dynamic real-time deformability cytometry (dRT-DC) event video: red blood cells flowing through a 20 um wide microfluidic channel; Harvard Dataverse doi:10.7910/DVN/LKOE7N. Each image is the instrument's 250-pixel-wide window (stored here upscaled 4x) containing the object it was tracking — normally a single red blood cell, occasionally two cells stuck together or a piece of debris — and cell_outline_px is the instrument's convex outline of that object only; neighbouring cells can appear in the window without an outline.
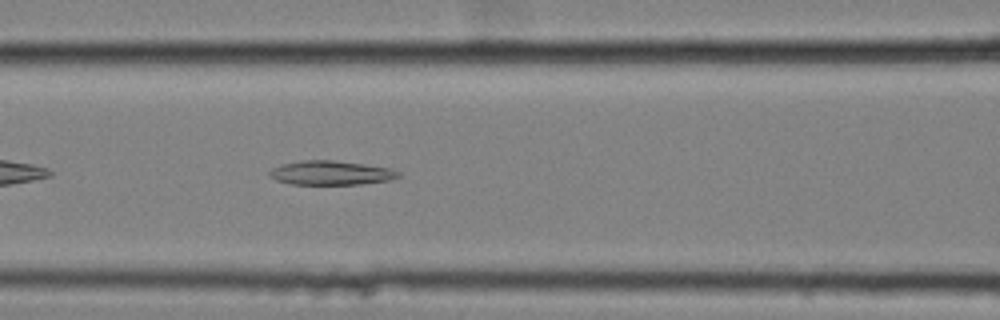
{"species": "common noctule bat (a hibernating species)", "species_latin": "Nyctalus noctula", "temperature_condition": "cold", "stored_images_in_passage": 34, "camera_frame_rate_fps": 3000, "um_per_image_px": 0.085, "animal": {"sex": "female", "body_mass_g": 25.1}, "frame": {"image": 1, "passage_image": 9, "time_ms": 2.667, "image_size_px": [1000, 320], "cell_outline_px": [[404, 176], [388, 180], [360, 184], [292, 184], [276, 180], [268, 176], [268, 172], [272, 168], [284, 164], [300, 160], [332, 160], [364, 164], [392, 168], [400, 172]], "centroid_in_image_um": [28.16, 14.69], "position_along_channel_um": 138.4, "area_um2": 18.21}}
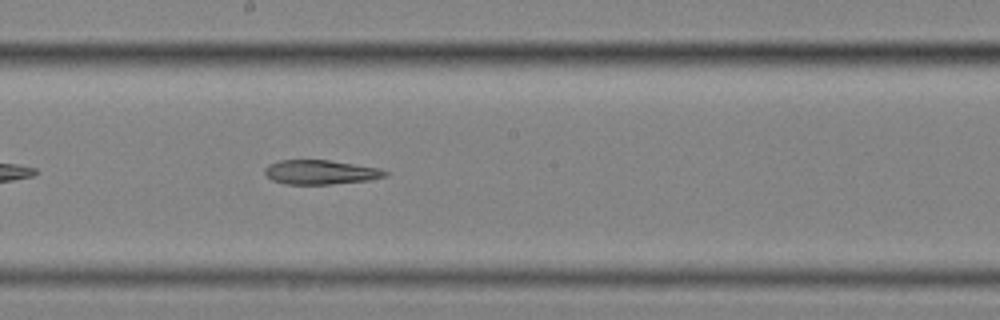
{"frame": {"image": 2, "passage_image": 16, "time_ms": 5.0, "image_size_px": [1000, 320], "cell_outline_px": [[388, 176], [372, 180], [328, 184], [284, 184], [272, 180], [264, 172], [264, 168], [268, 164], [280, 160], [328, 160], [376, 168], [388, 172]], "centroid_in_image_um": [27.22, 14.64], "position_along_channel_um": 221.0, "area_um2": 16.94}}
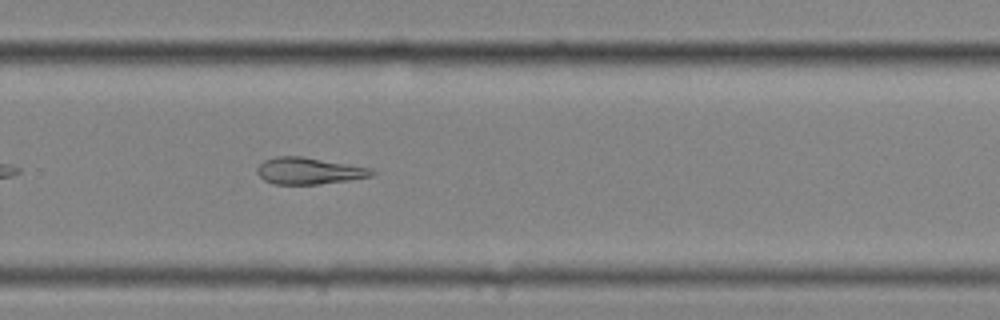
{"frame": {"image": 3, "passage_image": 23, "time_ms": 7.333, "image_size_px": [1000, 320], "cell_outline_px": [[376, 172], [372, 176], [348, 180], [320, 184], [272, 184], [264, 180], [256, 172], [256, 168], [264, 160], [276, 156], [300, 156], [372, 168]], "centroid_in_image_um": [26.24, 14.53], "position_along_channel_um": 303.6, "area_um2": 17.8}}